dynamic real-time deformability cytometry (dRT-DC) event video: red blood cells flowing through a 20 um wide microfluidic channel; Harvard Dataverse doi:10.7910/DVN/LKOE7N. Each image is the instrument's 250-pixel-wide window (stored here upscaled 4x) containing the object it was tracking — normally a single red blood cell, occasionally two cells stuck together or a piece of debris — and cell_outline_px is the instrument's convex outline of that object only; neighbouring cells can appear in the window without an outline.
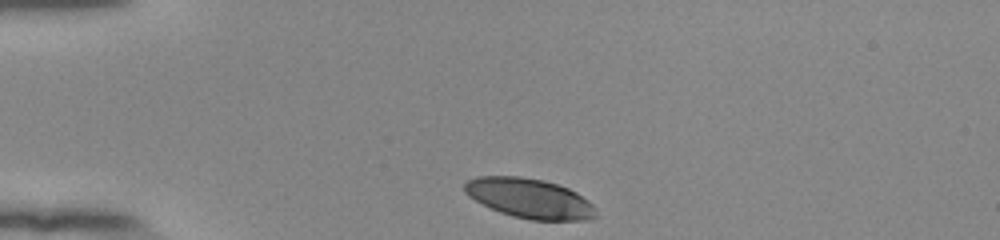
{"species": "human", "species_latin": "Homo sapiens", "temperature_condition": "room temperature", "stored_images_in_passage": 33, "camera_frame_rate_fps": 3000, "um_per_image_px": 0.085, "donor": {"sex": "female"}, "frame": {"image": 1, "passage_image": 1, "time_ms": 0.0, "image_size_px": [1000, 240], "cell_outline_px": [[596, 216], [592, 220], [532, 220], [512, 216], [500, 212], [468, 196], [464, 192], [464, 184], [468, 180], [476, 176], [520, 176], [544, 180], [568, 188], [576, 192], [588, 200], [592, 204]], "centroid_in_image_um": [45.01, 16.85], "position_along_channel_um": 40.0, "area_um2": 30.35}}
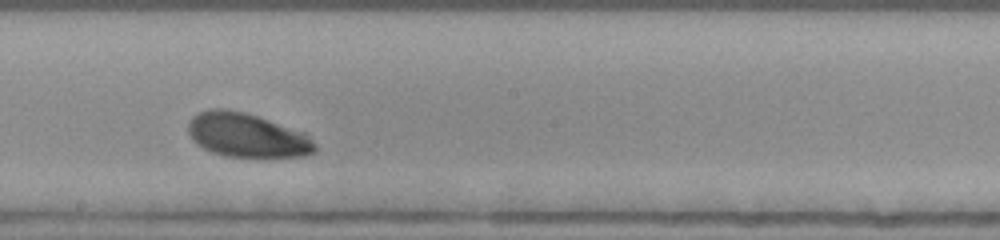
{"frame": {"image": 2, "passage_image": 19, "time_ms": 6.0, "image_size_px": [1000, 240], "cell_outline_px": [[316, 152], [304, 156], [256, 160], [228, 156], [212, 152], [196, 144], [192, 140], [188, 132], [188, 120], [192, 116], [208, 108], [224, 108], [244, 112], [304, 132], [316, 144]], "centroid_in_image_um": [21.0, 11.54], "position_along_channel_um": 227.2, "area_um2": 33.47}}
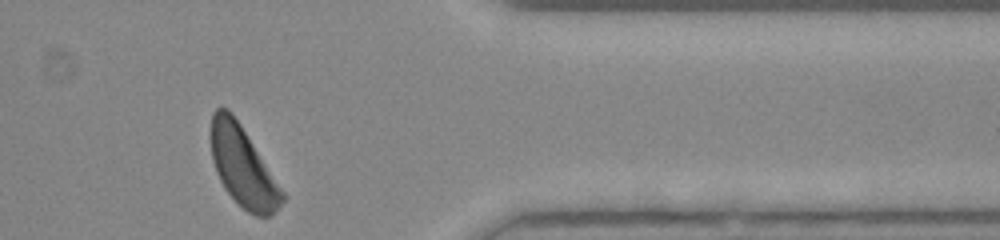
{"frame": {"image": 3, "passage_image": 33, "time_ms": 10.667, "image_size_px": [1000, 240], "cell_outline_px": [[288, 196], [268, 216], [256, 216], [248, 212], [224, 188], [216, 172], [212, 160], [212, 112], [216, 108], [228, 108], [232, 112]], "centroid_in_image_um": [20.67, 14.16], "position_along_channel_um": 390.7, "area_um2": 32.71}, "authors_computed_cell_mechanics": {"area_um2": 32.657, "velocity_mm_per_s": 3.8213, "shape_relaxation_time_tau1_ms": 2.6646, "shape_relaxation_time_tau2_ms": null, "deformation_change_tau1": 0.1241, "deformation_change_tau2": null}}